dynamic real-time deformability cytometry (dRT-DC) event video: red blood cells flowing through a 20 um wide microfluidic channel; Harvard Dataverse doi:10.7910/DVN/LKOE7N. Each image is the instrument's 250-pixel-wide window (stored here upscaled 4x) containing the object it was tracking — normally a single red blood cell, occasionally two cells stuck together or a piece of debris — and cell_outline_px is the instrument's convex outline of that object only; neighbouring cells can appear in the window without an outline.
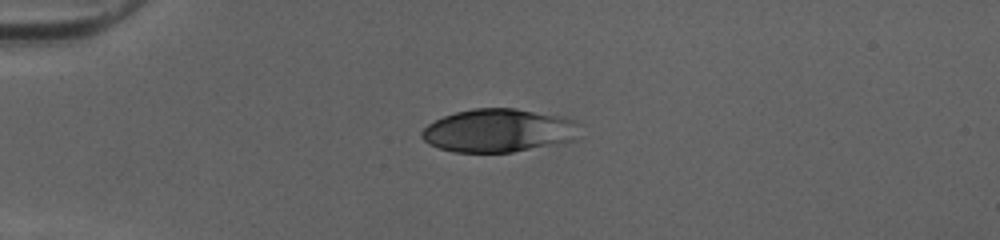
{"species": "human", "species_latin": "Homo sapiens", "temperature_condition": "cold", "stored_images_in_passage": 38, "camera_frame_rate_fps": 3000, "um_per_image_px": 0.085, "donor": {"sex": "female"}, "frame": {"image": 1, "passage_image": 1, "time_ms": 0.0, "image_size_px": [1000, 240], "cell_outline_px": [[580, 124], [576, 140], [560, 144], [512, 152], [456, 152], [440, 148], [428, 144], [420, 136], [420, 132], [428, 124], [444, 116], [456, 112], [476, 108], [516, 108], [564, 116], [576, 120]], "centroid_in_image_um": [42.44, 11.09], "position_along_channel_um": 42.6, "area_um2": 40.29}}
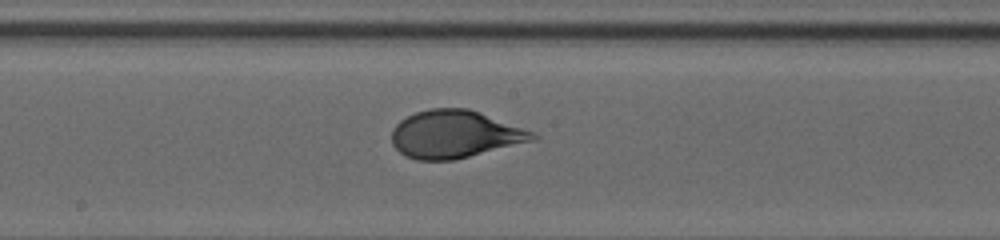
{"frame": {"image": 2, "passage_image": 16, "time_ms": 5.0, "image_size_px": [1000, 240], "cell_outline_px": [[540, 136], [536, 140], [452, 160], [416, 160], [404, 156], [392, 144], [392, 128], [400, 120], [416, 112], [428, 108], [468, 108], [536, 132]], "centroid_in_image_um": [38.66, 11.41], "position_along_channel_um": 209.5, "area_um2": 39.19}}
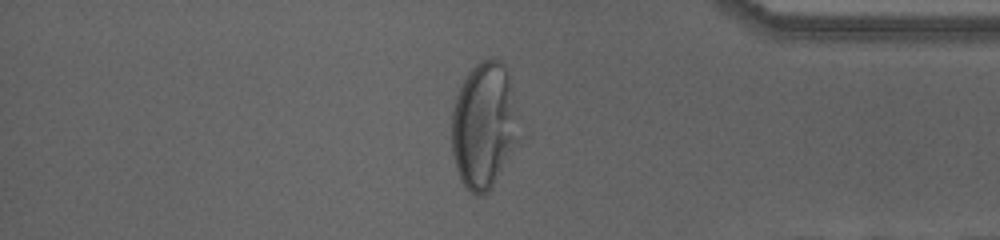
{"frame": {"image": 3, "passage_image": 31, "time_ms": 10.0, "image_size_px": [1000, 240], "cell_outline_px": [[520, 140], [492, 188], [488, 192], [480, 196], [472, 192], [464, 184], [456, 168], [452, 152], [452, 112], [456, 96], [468, 72], [480, 60], [500, 60], [504, 64], [508, 76]], "centroid_in_image_um": [41.12, 10.71], "position_along_channel_um": 394.1, "area_um2": 48.9}, "authors_computed_cell_mechanics": {"area_um2": 39.3329, "velocity_mm_per_s": 4.0378, "shape_relaxation_time_tau1_ms": 3.2969, "shape_relaxation_time_tau2_ms": null, "deformation_change_tau1": 0.1748, "deformation_change_tau2": null}}